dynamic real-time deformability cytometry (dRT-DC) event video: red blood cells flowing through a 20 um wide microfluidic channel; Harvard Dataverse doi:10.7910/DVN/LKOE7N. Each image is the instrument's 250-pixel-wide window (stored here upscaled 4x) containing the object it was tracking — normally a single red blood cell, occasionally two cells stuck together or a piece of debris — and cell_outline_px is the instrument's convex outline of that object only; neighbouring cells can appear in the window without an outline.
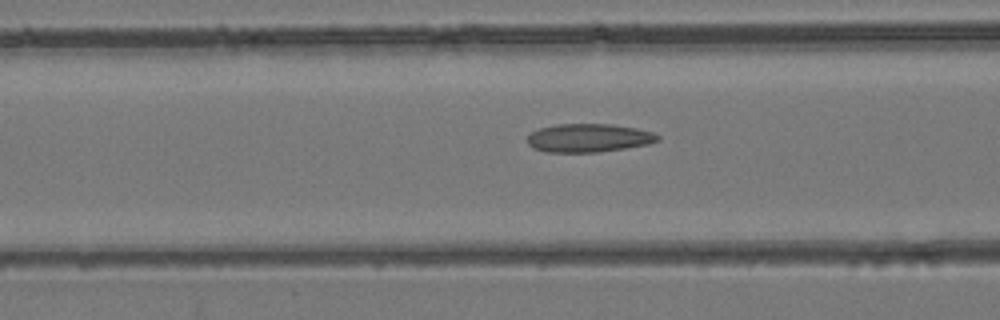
{"species": "common noctule bat (a hibernating species)", "species_latin": "Nyctalus noctula", "temperature_condition": "room temperature", "stored_images_in_passage": 45, "camera_frame_rate_fps": 3000, "um_per_image_px": 0.085, "animal": {"sex": "female", "body_mass_g": 24.6, "forearm_length_mm": 56.2}, "frame": {"image": 1, "passage_image": 18, "time_ms": 5.667, "image_size_px": [1000, 320], "cell_outline_px": [[660, 140], [648, 144], [628, 148], [600, 152], [544, 152], [532, 148], [528, 144], [528, 136], [532, 132], [540, 128], [556, 124], [612, 124], [636, 128], [652, 132], [660, 136]], "centroid_in_image_um": [50.05, 11.73], "position_along_channel_um": 116.6, "area_um2": 21.73}}
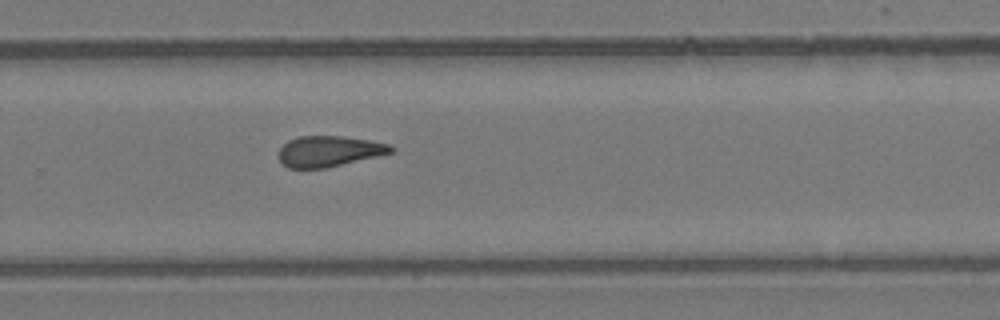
{"frame": {"image": 2, "passage_image": 30, "time_ms": 9.667, "image_size_px": [1000, 320], "cell_outline_px": [[396, 148], [392, 152], [376, 156], [324, 168], [288, 168], [280, 160], [280, 148], [288, 140], [300, 136], [340, 136], [368, 140], [392, 144]], "centroid_in_image_um": [27.98, 12.84], "position_along_channel_um": 301.8, "area_um2": 19.83}}
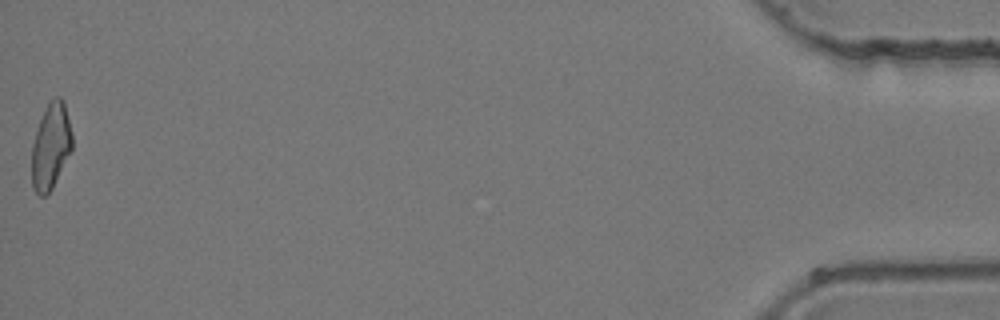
{"frame": {"image": 3, "passage_image": 45, "time_ms": 14.667, "image_size_px": [1000, 320], "cell_outline_px": [[72, 148], [52, 188], [44, 196], [40, 196], [32, 188], [32, 144], [40, 120], [48, 104], [56, 96], [60, 96], [64, 100], [72, 132]], "centroid_in_image_um": [4.32, 12.42], "position_along_channel_um": 430.9, "area_um2": 19.94}}